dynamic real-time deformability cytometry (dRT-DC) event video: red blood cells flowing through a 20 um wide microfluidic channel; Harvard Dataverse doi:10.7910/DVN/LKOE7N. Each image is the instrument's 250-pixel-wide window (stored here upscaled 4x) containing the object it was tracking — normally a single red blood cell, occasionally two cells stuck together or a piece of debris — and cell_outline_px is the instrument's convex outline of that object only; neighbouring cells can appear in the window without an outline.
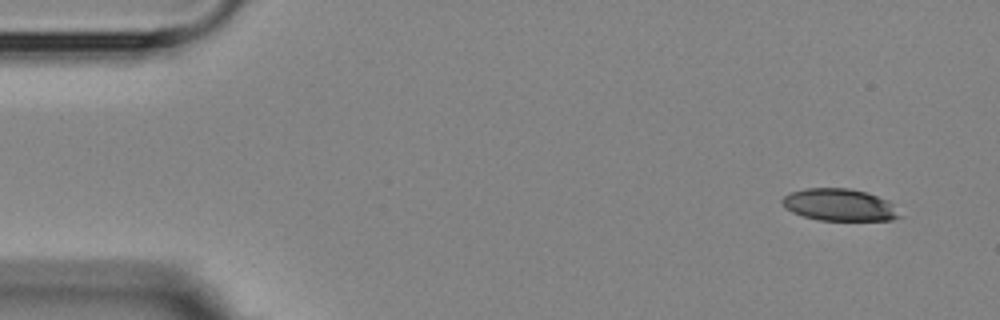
{"species": "Egyptian fruit bat (a non-hibernating species)", "species_latin": "Rousettus aegyptiacus", "temperature_condition": "room temperature", "stored_images_in_passage": 5, "camera_frame_rate_fps": 3000, "um_per_image_px": 0.085, "animal": {"sex": "female"}, "frame": {"image": 1, "passage_image": 1, "time_ms": 0.0, "image_size_px": [1000, 320], "cell_outline_px": [[904, 216], [892, 220], [820, 220], [804, 216], [792, 212], [784, 208], [780, 204], [780, 200], [784, 196], [792, 192], [804, 188], [848, 188], [864, 192], [888, 200]], "centroid_in_image_um": [71.34, 17.42], "position_along_channel_um": 13.7, "area_um2": 22.02}}
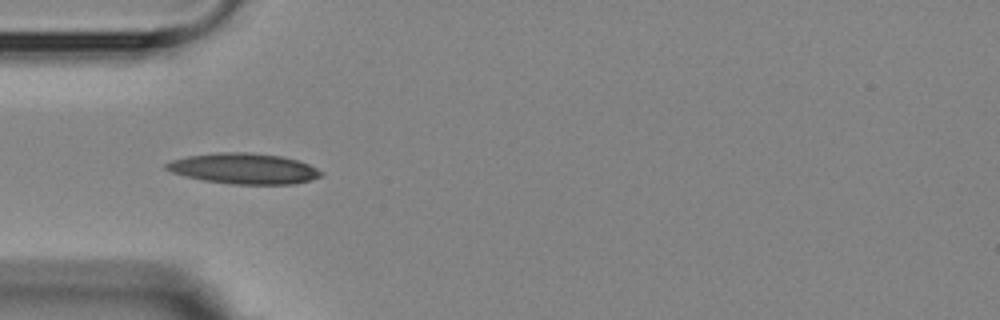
{"frame": {"image": 2, "passage_image": 4, "time_ms": 4.333, "image_size_px": [1000, 320], "cell_outline_px": [[324, 176], [292, 184], [232, 184], [204, 180], [184, 176], [172, 172], [164, 168], [164, 164], [172, 160], [188, 156], [216, 152], [248, 152], [280, 156], [296, 160], [308, 164], [324, 172]], "centroid_in_image_um": [20.72, 14.33], "position_along_channel_um": 64.3, "area_um2": 27.57}}
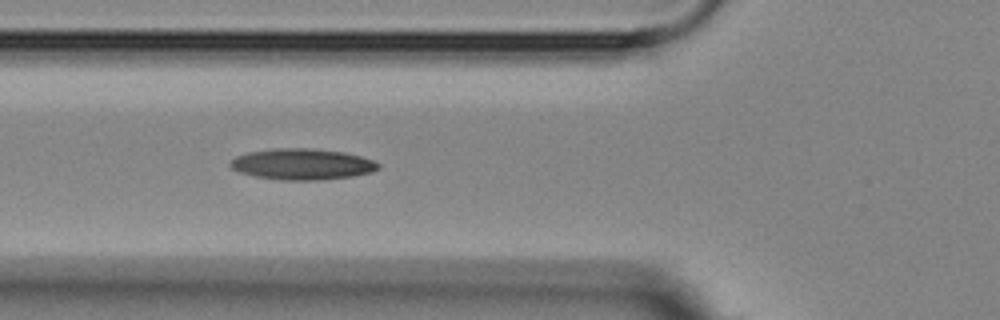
{"frame": {"image": 3, "passage_image": 5, "time_ms": 5.333, "image_size_px": [1000, 320], "cell_outline_px": [[380, 168], [372, 172], [352, 176], [316, 180], [280, 180], [256, 176], [240, 172], [232, 168], [228, 164], [236, 156], [248, 152], [276, 148], [308, 148], [344, 152], [360, 156], [372, 160], [380, 164]], "centroid_in_image_um": [25.69, 13.95], "position_along_channel_um": 100.1, "area_um2": 26.65}}